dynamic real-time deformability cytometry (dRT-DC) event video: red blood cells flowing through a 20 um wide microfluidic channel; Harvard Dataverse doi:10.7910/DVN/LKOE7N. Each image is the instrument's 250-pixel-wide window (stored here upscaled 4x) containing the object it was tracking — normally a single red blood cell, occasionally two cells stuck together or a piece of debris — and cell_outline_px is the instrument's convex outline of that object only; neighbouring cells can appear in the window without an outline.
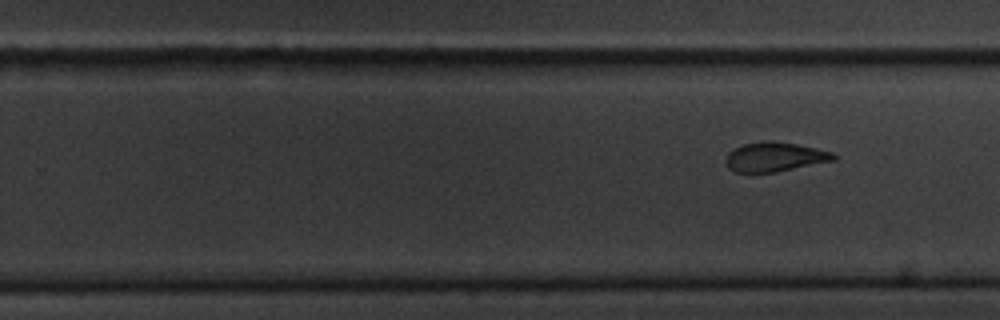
{"species": "common noctule bat (a hibernating species)", "species_latin": "Nyctalus noctula", "temperature_condition": "cold", "stored_images_in_passage": 7, "segment_of_instrument_passage": [2, 2], "camera_frame_rate_fps": 3000, "um_per_image_px": 0.085, "animal": {"sex": "male", "body_mass_g": 20.1, "forearm_length_mm": 53.5}, "frame": {"image": 1, "passage_image": 7, "time_ms": 8.0, "image_size_px": [1000, 320], "cell_outline_px": [[836, 160], [776, 172], [736, 172], [728, 168], [724, 160], [728, 152], [732, 148], [744, 144], [764, 140], [772, 140], [796, 144], [816, 148], [832, 152], [836, 156]], "centroid_in_image_um": [65.82, 13.33], "position_along_channel_um": 264.0, "area_um2": 18.61}}